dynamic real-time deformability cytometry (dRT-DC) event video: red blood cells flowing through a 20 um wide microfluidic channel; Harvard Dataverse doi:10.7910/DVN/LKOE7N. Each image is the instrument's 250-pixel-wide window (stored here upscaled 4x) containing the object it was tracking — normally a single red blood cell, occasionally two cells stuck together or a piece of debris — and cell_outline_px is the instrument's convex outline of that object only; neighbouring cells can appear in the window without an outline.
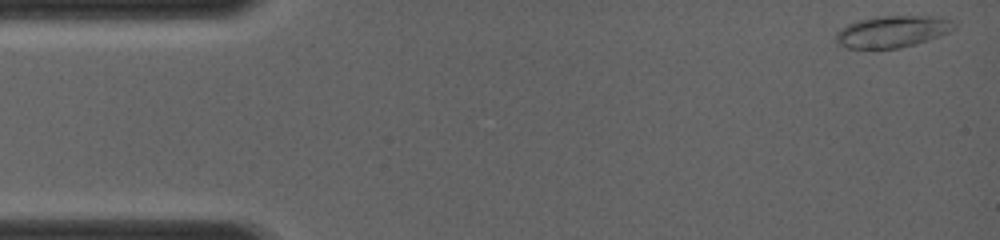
{"species": "common noctule bat (a hibernating species)", "species_latin": "Nyctalus noctula", "temperature_condition": "room temperature", "stored_images_in_passage": 50, "camera_frame_rate_fps": 4000, "um_per_image_px": 0.085, "animal": {"sex": "female", "body_mass_g": 19.0, "forearm_length_mm": 56.7}, "frame": {"image": 1, "passage_image": 1, "time_ms": 0.0, "image_size_px": [1000, 240], "cell_outline_px": [[956, 28], [940, 36], [916, 44], [900, 48], [872, 52], [848, 48], [836, 44], [836, 32], [840, 28], [848, 24], [860, 20], [884, 16], [940, 16], [952, 20], [956, 24]], "centroid_in_image_um": [75.83, 2.73], "position_along_channel_um": 9.2, "area_um2": 22.66}}
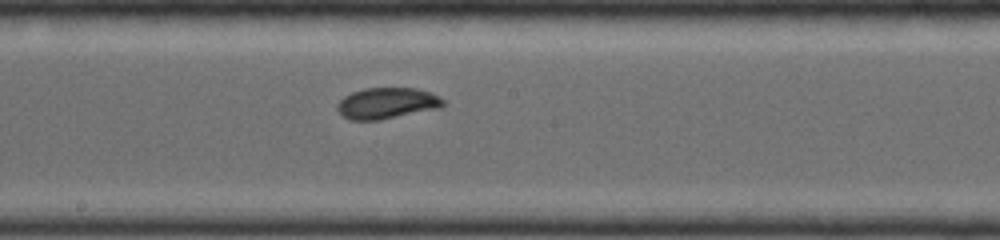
{"frame": {"image": 2, "passage_image": 28, "time_ms": 6.75, "image_size_px": [1000, 240], "cell_outline_px": [[444, 104], [440, 108], [380, 120], [348, 120], [336, 108], [336, 104], [344, 96], [352, 92], [364, 88], [416, 88], [432, 92], [440, 96], [444, 100]], "centroid_in_image_um": [32.9, 8.77], "position_along_channel_um": 215.3, "area_um2": 19.36}}
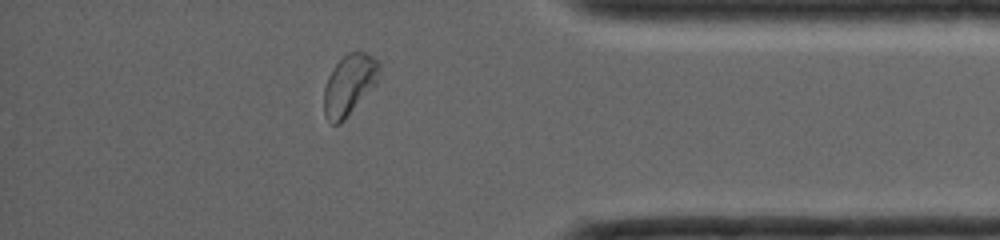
{"frame": {"image": 3, "passage_image": 45, "time_ms": 11.0, "image_size_px": [1000, 240], "cell_outline_px": [[380, 68], [376, 84], [344, 120], [340, 124], [332, 124], [324, 116], [324, 88], [328, 76], [332, 68], [348, 52], [364, 52], [372, 56], [380, 64]], "centroid_in_image_um": [29.67, 7.21], "position_along_channel_um": 405.5, "area_um2": 19.42}}